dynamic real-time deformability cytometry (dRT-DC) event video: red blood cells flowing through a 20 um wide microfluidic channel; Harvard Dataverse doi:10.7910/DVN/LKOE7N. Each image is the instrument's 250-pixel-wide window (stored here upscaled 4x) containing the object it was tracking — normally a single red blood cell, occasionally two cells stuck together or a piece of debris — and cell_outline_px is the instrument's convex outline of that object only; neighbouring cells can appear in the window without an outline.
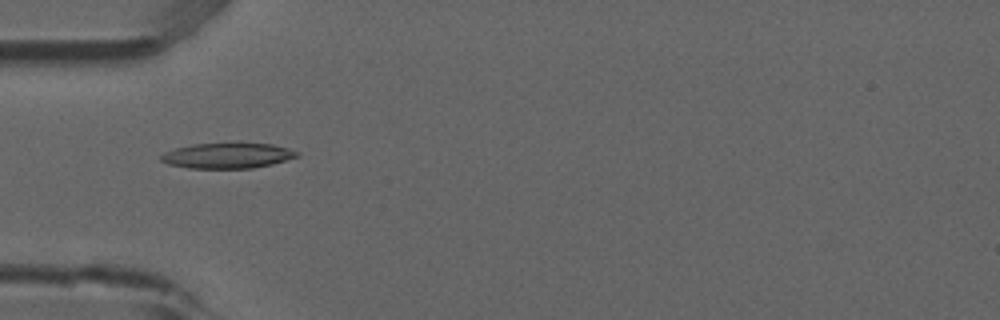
{"species": "common noctule bat (a hibernating species)", "species_latin": "Nyctalus noctula", "temperature_condition": "room temperature", "stored_images_in_passage": 7, "camera_frame_rate_fps": 3000, "um_per_image_px": 0.085, "animal": {"sex": "male", "forearm_length_mm": 52.5}, "frame": {"image": 1, "passage_image": 5, "time_ms": 1.333, "image_size_px": [1000, 320], "cell_outline_px": [[300, 156], [272, 164], [252, 168], [188, 168], [168, 164], [160, 160], [160, 156], [164, 152], [176, 148], [192, 144], [236, 140], [272, 144], [288, 148], [300, 152]], "centroid_in_image_um": [19.37, 13.18], "position_along_channel_um": 65.6, "area_um2": 21.1}}
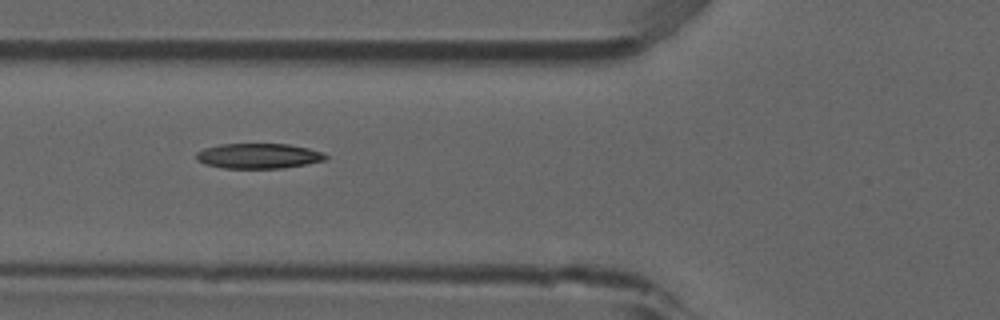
{"frame": {"image": 2, "passage_image": 6, "time_ms": 1.667, "image_size_px": [1000, 320], "cell_outline_px": [[328, 156], [324, 160], [284, 168], [224, 168], [204, 164], [196, 160], [196, 152], [204, 148], [220, 144], [288, 144], [308, 148], [324, 152]], "centroid_in_image_um": [21.95, 13.25], "position_along_channel_um": 103.9, "area_um2": 18.96}}
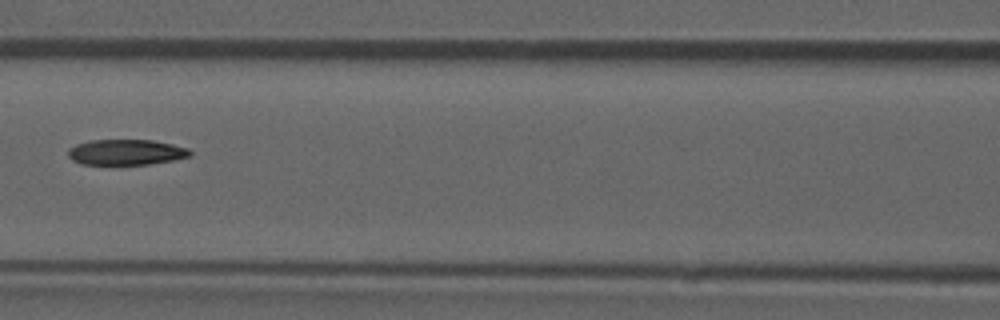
{"frame": {"image": 3, "passage_image": 7, "time_ms": 2.0, "image_size_px": [1000, 320], "cell_outline_px": [[192, 156], [176, 160], [148, 164], [80, 164], [72, 160], [68, 156], [68, 148], [76, 144], [92, 140], [152, 140], [172, 144], [188, 148], [192, 152]], "centroid_in_image_um": [10.74, 12.94], "position_along_channel_um": 155.9, "area_um2": 18.26}}